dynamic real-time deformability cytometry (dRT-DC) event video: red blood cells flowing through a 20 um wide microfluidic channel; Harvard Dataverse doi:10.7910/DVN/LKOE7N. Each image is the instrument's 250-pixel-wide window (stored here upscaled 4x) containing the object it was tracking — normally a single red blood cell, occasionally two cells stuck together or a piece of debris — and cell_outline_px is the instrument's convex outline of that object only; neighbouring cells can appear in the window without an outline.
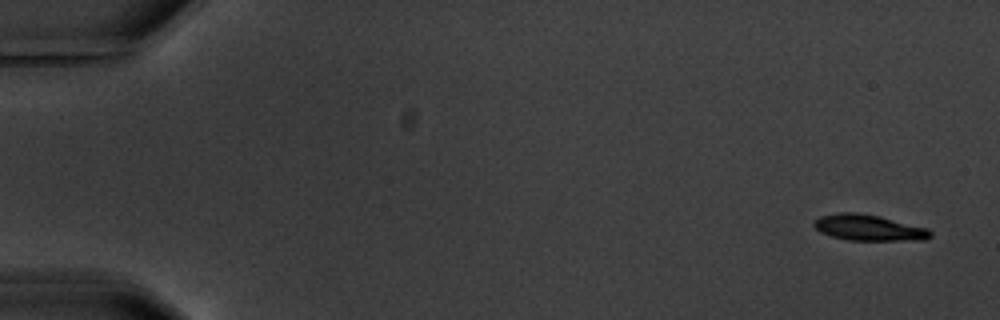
{"species": "common noctule bat (a hibernating species)", "species_latin": "Nyctalus noctula", "temperature_condition": "warm", "stored_images_in_passage": 5, "camera_frame_rate_fps": 3000, "um_per_image_px": 0.085, "animal": {"sex": "male", "body_mass_g": 20.1, "forearm_length_mm": 53.5}, "frame": {"image": 1, "passage_image": 1, "time_ms": 0.0, "image_size_px": [1000, 320], "cell_outline_px": [[932, 236], [924, 240], [848, 240], [832, 236], [820, 232], [812, 224], [812, 220], [820, 216], [840, 212], [856, 212], [880, 216], [928, 228], [932, 232]], "centroid_in_image_um": [73.83, 19.34], "position_along_channel_um": 11.2, "area_um2": 17.74}}
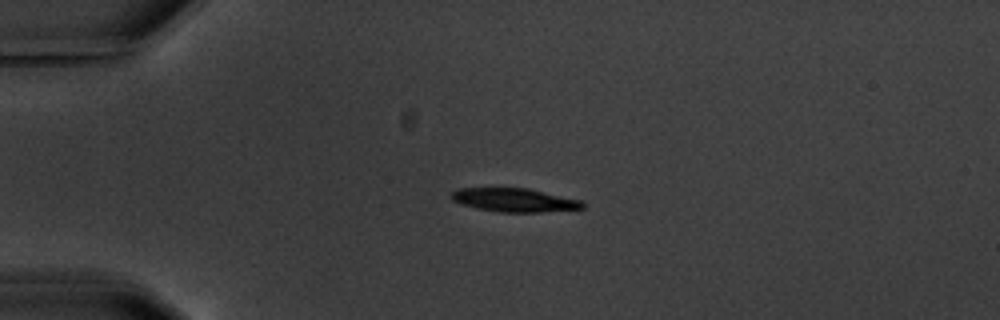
{"frame": {"image": 2, "passage_image": 4, "time_ms": 4.0, "image_size_px": [1000, 320], "cell_outline_px": [[584, 208], [540, 212], [500, 212], [480, 208], [464, 204], [452, 200], [452, 192], [460, 188], [528, 188], [580, 200], [584, 204]], "centroid_in_image_um": [43.75, 17.0], "position_along_channel_um": 41.2, "area_um2": 17.63}}